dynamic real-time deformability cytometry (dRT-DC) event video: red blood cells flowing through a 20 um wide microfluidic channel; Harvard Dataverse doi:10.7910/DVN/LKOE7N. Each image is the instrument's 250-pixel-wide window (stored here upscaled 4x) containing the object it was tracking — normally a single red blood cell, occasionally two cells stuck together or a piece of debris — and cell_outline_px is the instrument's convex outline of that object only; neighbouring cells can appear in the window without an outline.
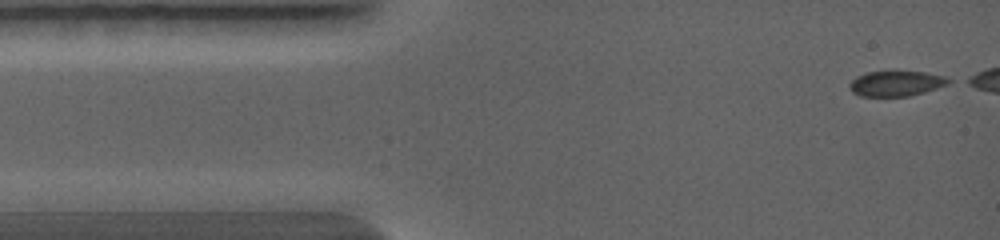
{"species": "common noctule bat (a hibernating species)", "species_latin": "Nyctalus noctula", "temperature_condition": "warm", "stored_images_in_passage": 14, "camera_frame_rate_fps": 5000, "um_per_image_px": 0.085, "animal": {"sex": "female", "body_mass_g": 19.0, "forearm_length_mm": 56.7}, "frame": {"image": 1, "passage_image": 1, "time_ms": 0.0, "image_size_px": [1000, 240], "cell_outline_px": [[952, 80], [948, 84], [924, 92], [908, 96], [860, 96], [852, 92], [848, 84], [856, 76], [868, 72], [896, 68], [924, 72], [944, 76]], "centroid_in_image_um": [76.15, 7.04], "position_along_channel_um": 8.8, "area_um2": 15.2}}
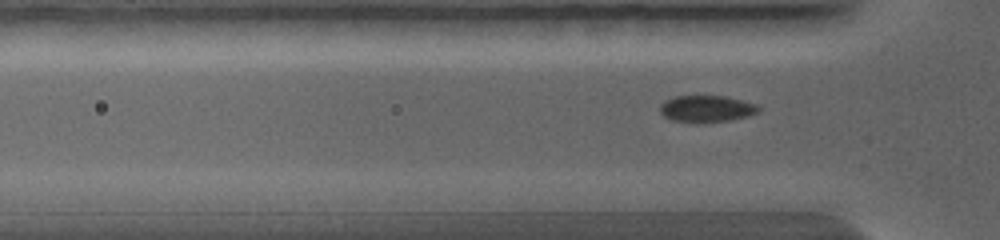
{"frame": {"image": 2, "passage_image": 9, "time_ms": 2.4, "image_size_px": [1000, 240], "cell_outline_px": [[760, 112], [748, 116], [728, 120], [704, 124], [696, 124], [672, 120], [664, 116], [660, 112], [660, 104], [664, 100], [676, 96], [724, 96], [756, 104], [760, 108]], "centroid_in_image_um": [60.03, 9.27], "position_along_channel_um": 65.8, "area_um2": 15.61}}
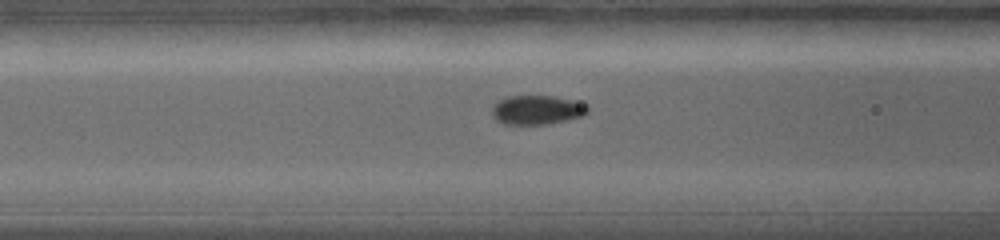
{"frame": {"image": 3, "passage_image": 12, "time_ms": 3.4, "image_size_px": [1000, 240], "cell_outline_px": [[588, 112], [584, 116], [568, 120], [548, 124], [504, 124], [496, 120], [492, 116], [492, 108], [500, 100], [508, 96], [552, 96], [572, 100], [584, 104], [588, 108]], "centroid_in_image_um": [45.65, 9.35], "position_along_channel_um": 121.0, "area_um2": 16.18}}